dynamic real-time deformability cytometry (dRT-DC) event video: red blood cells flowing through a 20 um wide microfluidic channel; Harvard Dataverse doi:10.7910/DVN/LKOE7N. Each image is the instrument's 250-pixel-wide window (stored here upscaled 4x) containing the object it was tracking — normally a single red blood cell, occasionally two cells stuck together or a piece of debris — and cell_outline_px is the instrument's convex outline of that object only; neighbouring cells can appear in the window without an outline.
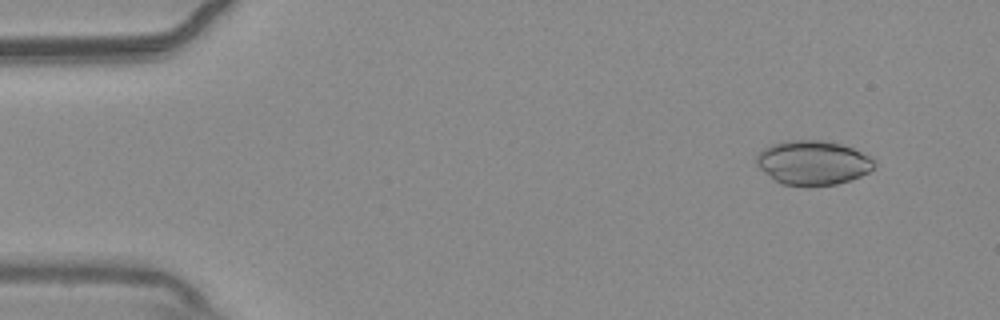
{"species": "common noctule bat (a hibernating species)", "species_latin": "Nyctalus noctula", "temperature_condition": "warm", "stored_images_in_passage": 14, "camera_frame_rate_fps": 3000, "um_per_image_px": 0.085, "animal": {"sex": "male", "body_mass_g": 20.4}, "frame": {"image": 1, "passage_image": 5, "time_ms": 1.333, "image_size_px": [1000, 320], "cell_outline_px": [[876, 164], [868, 172], [860, 176], [836, 184], [808, 188], [780, 184], [764, 172], [756, 164], [756, 156], [764, 148], [772, 144], [796, 140], [816, 140], [840, 144], [852, 148], [872, 156]], "centroid_in_image_um": [69.09, 13.86], "position_along_channel_um": 15.9, "area_um2": 30.58}}